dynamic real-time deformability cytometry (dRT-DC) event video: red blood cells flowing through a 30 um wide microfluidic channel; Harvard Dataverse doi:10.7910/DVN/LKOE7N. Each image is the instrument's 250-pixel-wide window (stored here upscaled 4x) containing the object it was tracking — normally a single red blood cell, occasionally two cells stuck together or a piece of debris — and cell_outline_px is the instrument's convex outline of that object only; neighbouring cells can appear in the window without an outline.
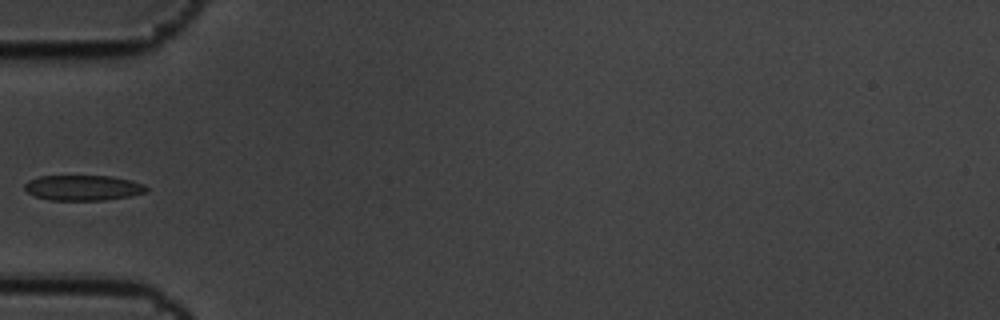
{"species": "common noctule bat (a hibernating species)", "species_latin": "Nyctalus noctula", "temperature_condition": "cold", "stored_images_in_passage": 15, "camera_frame_rate_fps": 3000, "um_per_image_px": 0.085, "animal": {"sex": "male", "body_mass_g": 19.5, "forearm_length_mm": 54.6}, "frame": {"image": 1, "passage_image": 5, "time_ms": 1.333, "image_size_px": [1000, 320], "cell_outline_px": [[148, 192], [132, 196], [104, 200], [48, 200], [36, 196], [28, 192], [24, 188], [24, 184], [28, 180], [40, 176], [112, 176], [132, 180], [144, 184], [148, 188]], "centroid_in_image_um": [7.1, 15.96], "position_along_channel_um": 77.9, "area_um2": 18.15}}
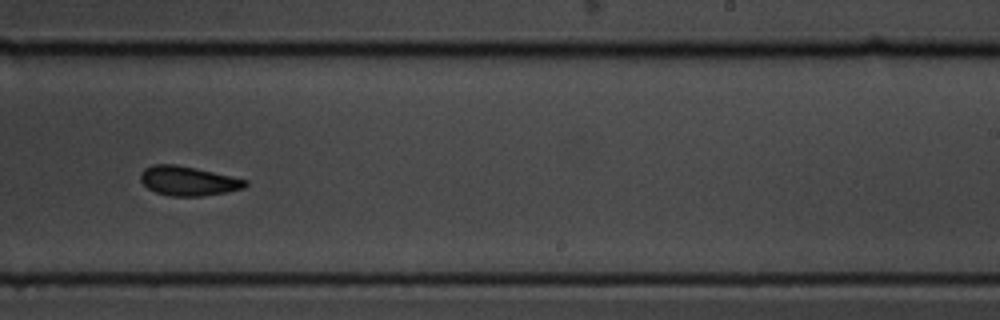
{"frame": {"image": 2, "passage_image": 10, "time_ms": 3.0, "image_size_px": [1000, 320], "cell_outline_px": [[248, 184], [244, 188], [228, 192], [200, 196], [168, 196], [156, 192], [148, 188], [140, 180], [140, 172], [144, 168], [152, 164], [176, 164], [196, 168], [232, 176], [248, 180]], "centroid_in_image_um": [15.99, 15.37], "position_along_channel_um": 273.0, "area_um2": 18.09}}
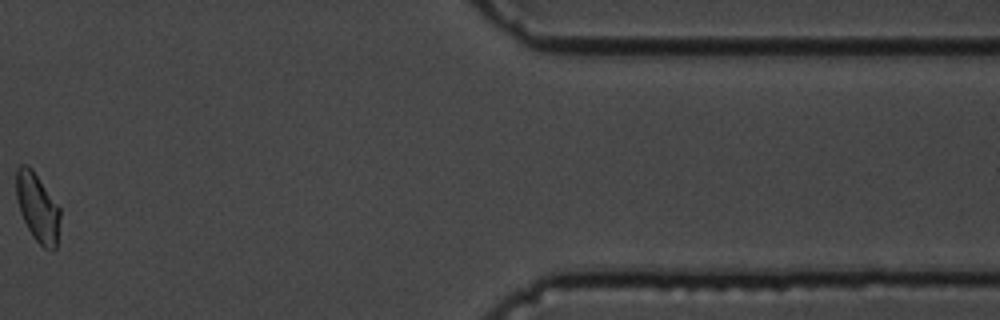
{"frame": {"image": 3, "passage_image": 14, "time_ms": 4.333, "image_size_px": [1000, 320], "cell_outline_px": [[60, 216], [56, 248], [52, 252], [44, 248], [32, 236], [20, 212], [16, 196], [16, 168], [20, 164], [24, 164], [32, 168], [60, 208]], "centroid_in_image_um": [3.19, 17.64], "position_along_channel_um": 408.2, "area_um2": 17.51}}